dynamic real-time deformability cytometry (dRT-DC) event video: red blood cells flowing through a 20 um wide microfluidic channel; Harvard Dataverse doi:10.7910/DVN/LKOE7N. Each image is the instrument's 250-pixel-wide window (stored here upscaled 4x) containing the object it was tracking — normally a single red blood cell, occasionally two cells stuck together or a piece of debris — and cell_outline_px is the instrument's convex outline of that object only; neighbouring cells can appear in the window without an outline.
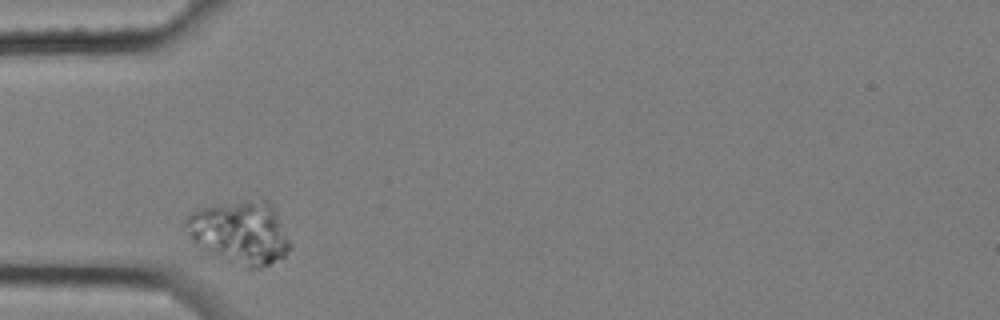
{"species": "common noctule bat (a hibernating species)", "species_latin": "Nyctalus noctula", "temperature_condition": "cold", "stored_images_in_passage": 8, "camera_frame_rate_fps": 3000, "um_per_image_px": 0.085, "animal": {"sex": "female", "body_mass_g": 25.1}, "frame": {"image": 1, "passage_image": 1, "time_ms": 0.0, "image_size_px": [1000, 320], "cell_outline_px": [[292, 248], [284, 256], [260, 268], [244, 268], [192, 244], [188, 236], [184, 224], [184, 220], [192, 212], [200, 208], [212, 204], [240, 200], [268, 200], [276, 208], [292, 244]], "centroid_in_image_um": [20.41, 19.74], "position_along_channel_um": 64.6, "area_um2": 39.02}}
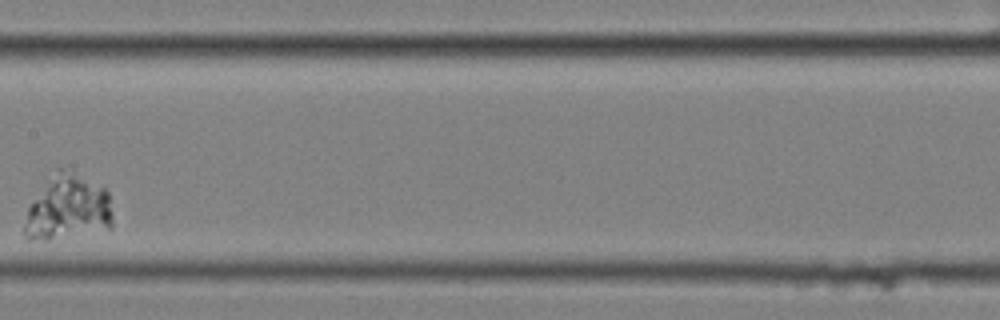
{"frame": {"image": 2, "passage_image": 5, "time_ms": 1.333, "image_size_px": [1000, 320], "cell_outline_px": [[112, 228], [28, 240], [24, 240], [24, 228], [28, 208], [56, 168], [60, 168], [104, 188], [108, 192], [112, 212]], "centroid_in_image_um": [5.76, 17.65], "position_along_channel_um": 201.6, "area_um2": 31.85}}
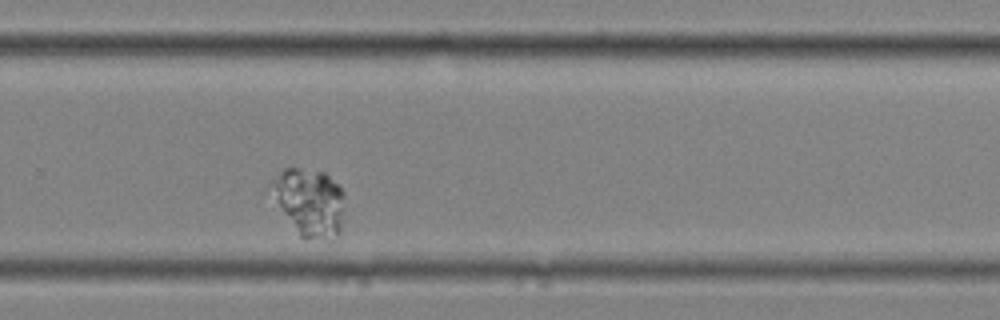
{"frame": {"image": 3, "passage_image": 8, "time_ms": 2.333, "image_size_px": [1000, 320], "cell_outline_px": [[344, 196], [340, 232], [332, 240], [304, 240], [300, 236], [260, 192], [284, 168], [300, 168], [324, 172], [344, 192]], "centroid_in_image_um": [26.13, 17.21], "position_along_channel_um": 303.7, "area_um2": 30.69}}